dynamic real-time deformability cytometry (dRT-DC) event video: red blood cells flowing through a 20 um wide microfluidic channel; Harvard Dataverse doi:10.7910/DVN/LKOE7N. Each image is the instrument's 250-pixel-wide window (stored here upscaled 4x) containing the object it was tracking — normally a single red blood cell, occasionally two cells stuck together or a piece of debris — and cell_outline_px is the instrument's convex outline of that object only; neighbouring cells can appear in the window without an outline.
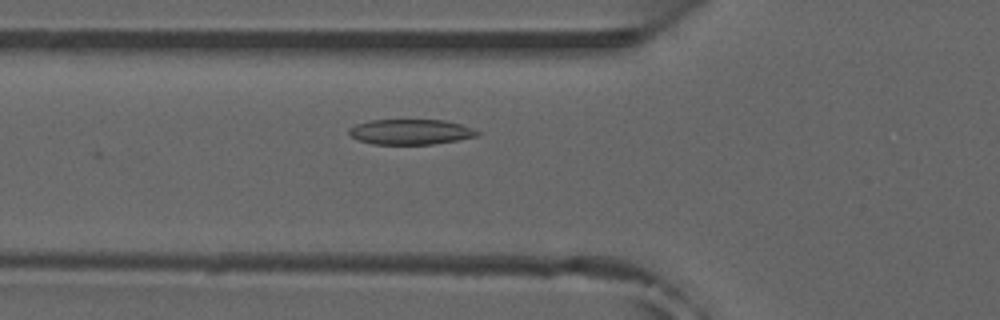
{"species": "common noctule bat (a hibernating species)", "species_latin": "Nyctalus noctula", "temperature_condition": "room temperature", "stored_images_in_passage": 6, "camera_frame_rate_fps": 3000, "um_per_image_px": 0.085, "animal": {"sex": "male", "forearm_length_mm": 52.5}, "frame": {"image": 1, "passage_image": 2, "time_ms": 0.333, "image_size_px": [1000, 320], "cell_outline_px": [[480, 132], [476, 136], [456, 140], [432, 144], [372, 144], [360, 140], [352, 136], [348, 132], [348, 128], [356, 124], [368, 120], [444, 120], [460, 124], [472, 128]], "centroid_in_image_um": [34.87, 11.2], "position_along_channel_um": 90.9, "area_um2": 18.73}}